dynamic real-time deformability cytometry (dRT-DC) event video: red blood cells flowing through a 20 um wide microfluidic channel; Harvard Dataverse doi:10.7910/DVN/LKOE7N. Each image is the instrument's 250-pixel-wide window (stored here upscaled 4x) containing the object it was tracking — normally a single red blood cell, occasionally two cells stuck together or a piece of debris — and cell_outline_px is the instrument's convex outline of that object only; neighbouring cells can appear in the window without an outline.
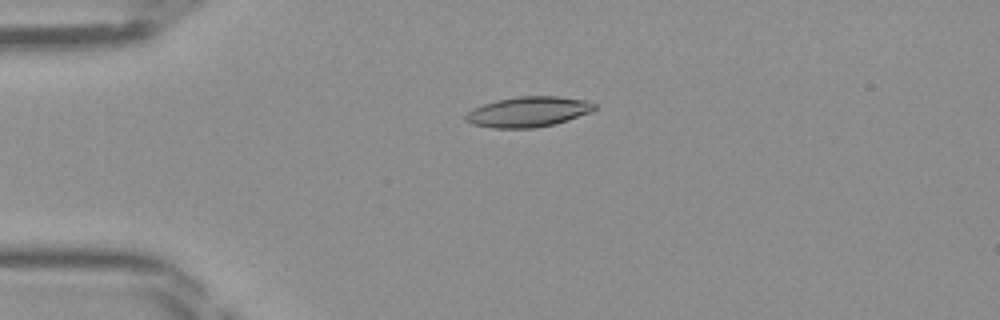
{"species": "Egyptian fruit bat (a non-hibernating species)", "species_latin": "Rousettus aegyptiacus", "temperature_condition": "room temperature", "stored_images_in_passage": 46, "camera_frame_rate_fps": 3000, "um_per_image_px": 0.085, "frame": {"image": 1, "passage_image": 11, "time_ms": 3.333, "image_size_px": [1000, 320], "cell_outline_px": [[596, 108], [592, 112], [568, 120], [536, 128], [492, 128], [472, 124], [464, 120], [464, 116], [472, 108], [496, 100], [520, 96], [556, 96], [584, 100], [596, 104]], "centroid_in_image_um": [44.88, 9.51], "position_along_channel_um": 40.1, "area_um2": 22.77}}
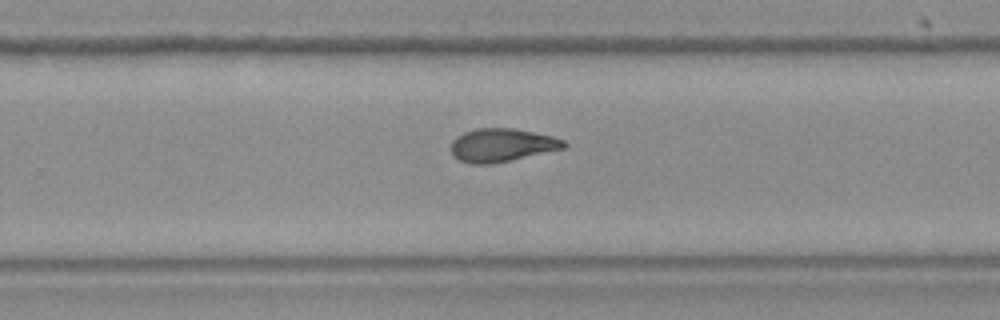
{"frame": {"image": 2, "passage_image": 30, "time_ms": 9.667, "image_size_px": [1000, 320], "cell_outline_px": [[568, 144], [564, 148], [512, 160], [492, 164], [468, 164], [452, 156], [452, 140], [456, 136], [464, 132], [476, 128], [512, 128], [552, 136], [564, 140]], "centroid_in_image_um": [42.63, 12.34], "position_along_channel_um": 287.2, "area_um2": 21.91}}
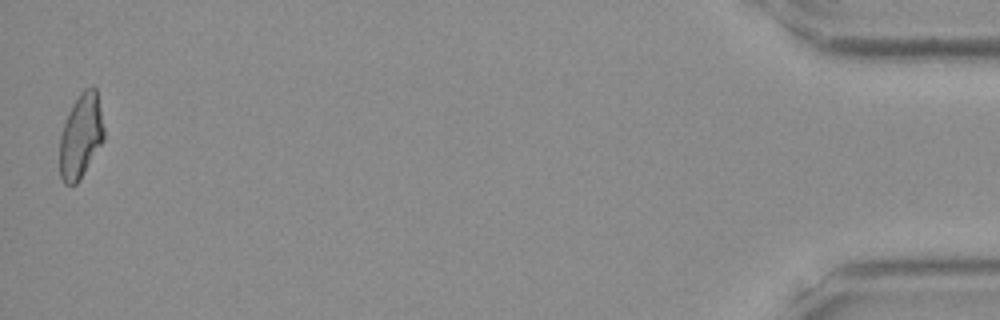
{"frame": {"image": 3, "passage_image": 46, "time_ms": 15.0, "image_size_px": [1000, 320], "cell_outline_px": [[104, 140], [80, 180], [76, 184], [64, 184], [60, 176], [60, 136], [68, 112], [72, 104], [80, 92], [84, 88], [92, 84], [96, 88], [104, 128]], "centroid_in_image_um": [6.88, 11.54], "position_along_channel_um": 428.3, "area_um2": 21.91}}